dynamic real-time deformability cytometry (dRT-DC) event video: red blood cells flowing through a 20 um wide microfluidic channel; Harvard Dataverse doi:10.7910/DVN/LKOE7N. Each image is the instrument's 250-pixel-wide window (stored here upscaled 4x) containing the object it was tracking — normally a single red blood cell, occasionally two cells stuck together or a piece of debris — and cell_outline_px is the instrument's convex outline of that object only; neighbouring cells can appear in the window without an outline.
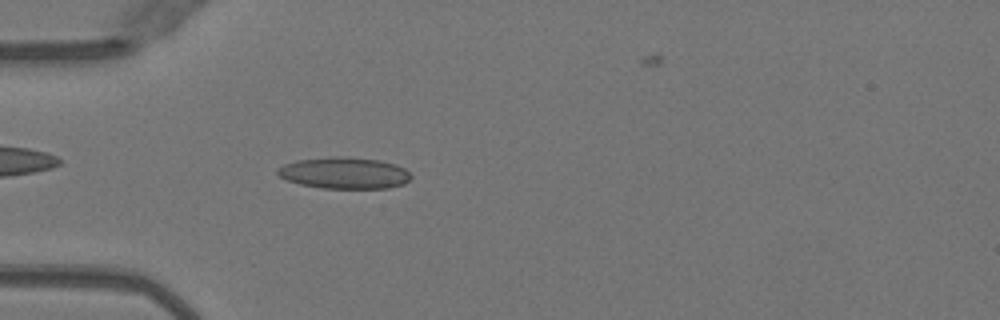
{"species": "Egyptian fruit bat (a non-hibernating species)", "species_latin": "Rousettus aegyptiacus", "temperature_condition": "warm", "stored_images_in_passage": 51, "camera_frame_rate_fps": 3000, "um_per_image_px": 0.085, "animal": {"sex": "female"}, "frame": {"image": 1, "passage_image": 15, "time_ms": 4.667, "image_size_px": [1000, 320], "cell_outline_px": [[412, 176], [404, 184], [388, 188], [320, 188], [300, 184], [288, 180], [280, 176], [276, 172], [276, 168], [284, 164], [296, 160], [340, 156], [348, 156], [380, 160], [396, 164], [404, 168]], "centroid_in_image_um": [29.27, 14.7], "position_along_channel_um": 55.7, "area_um2": 24.57}}
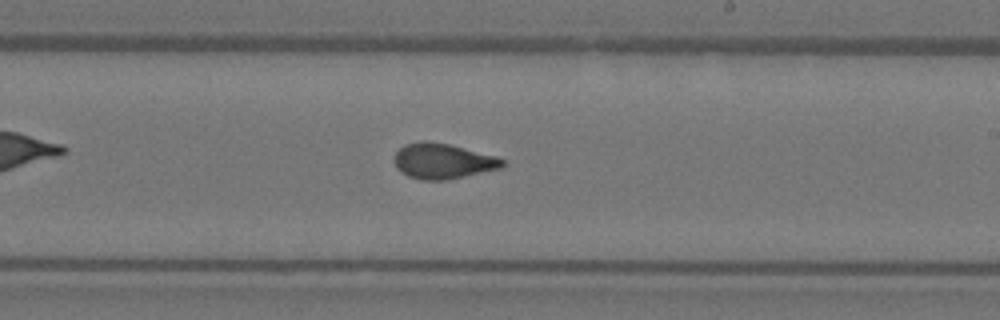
{"frame": {"image": 2, "passage_image": 30, "time_ms": 9.667, "image_size_px": [1000, 320], "cell_outline_px": [[504, 164], [500, 168], [464, 176], [444, 180], [420, 180], [408, 176], [400, 172], [396, 168], [396, 152], [404, 144], [448, 144], [496, 156], [504, 160]], "centroid_in_image_um": [37.66, 13.74], "position_along_channel_um": 251.3, "area_um2": 21.39}}
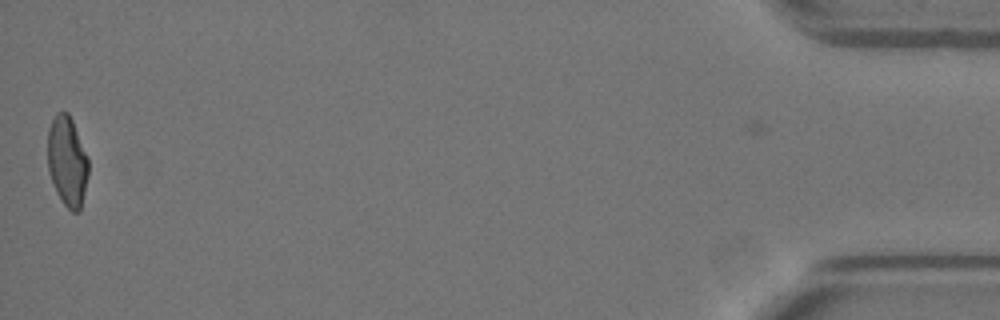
{"frame": {"image": 3, "passage_image": 50, "time_ms": 16.333, "image_size_px": [1000, 320], "cell_outline_px": [[88, 176], [80, 212], [72, 212], [64, 204], [56, 192], [48, 168], [48, 128], [56, 112], [68, 112], [72, 120], [88, 160]], "centroid_in_image_um": [5.71, 13.72], "position_along_channel_um": 429.5, "area_um2": 21.15}, "authors_computed_cell_mechanics": {"area_um2": 22.0218, "velocity_mm_per_s": 4.047, "shape_relaxation_time_tau1_ms": 8.0883, "shape_relaxation_time_tau2_ms": 1.2172, "deformation_change_tau1": 0.2375, "deformation_change_tau2": 0.0879}}